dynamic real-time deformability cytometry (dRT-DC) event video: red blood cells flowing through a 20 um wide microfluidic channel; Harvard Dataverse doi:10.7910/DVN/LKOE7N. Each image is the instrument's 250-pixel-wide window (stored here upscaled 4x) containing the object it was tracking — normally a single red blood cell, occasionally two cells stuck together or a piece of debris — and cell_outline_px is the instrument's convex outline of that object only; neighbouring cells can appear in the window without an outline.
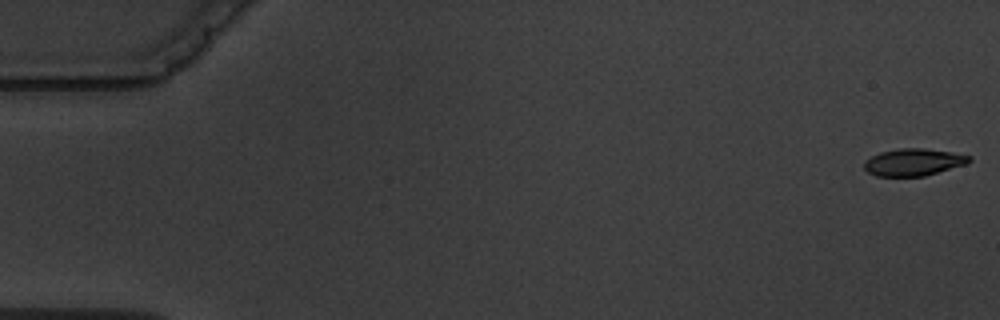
{"species": "common noctule bat (a hibernating species)", "species_latin": "Nyctalus noctula", "temperature_condition": "warm", "stored_images_in_passage": 7, "camera_frame_rate_fps": 3000, "um_per_image_px": 0.085, "animal": {"sex": "male", "body_mass_g": 19.5, "forearm_length_mm": 54.6}, "frame": {"image": 1, "passage_image": 1, "time_ms": 0.0, "image_size_px": [1000, 320], "cell_outline_px": [[972, 160], [968, 164], [924, 176], [876, 176], [868, 172], [864, 168], [864, 160], [880, 152], [900, 148], [924, 148], [952, 152], [972, 156]], "centroid_in_image_um": [77.67, 13.78], "position_along_channel_um": 7.3, "area_um2": 16.76}}
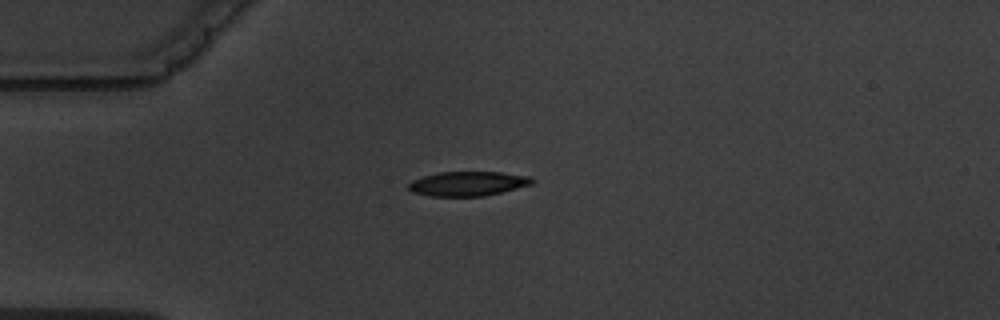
{"frame": {"image": 2, "passage_image": 5, "time_ms": 4.667, "image_size_px": [1000, 320], "cell_outline_px": [[536, 180], [532, 184], [484, 196], [428, 196], [412, 192], [408, 188], [408, 184], [412, 180], [424, 176], [440, 172], [500, 172], [528, 176]], "centroid_in_image_um": [39.75, 15.61], "position_along_channel_um": 45.3, "area_um2": 17.51}}
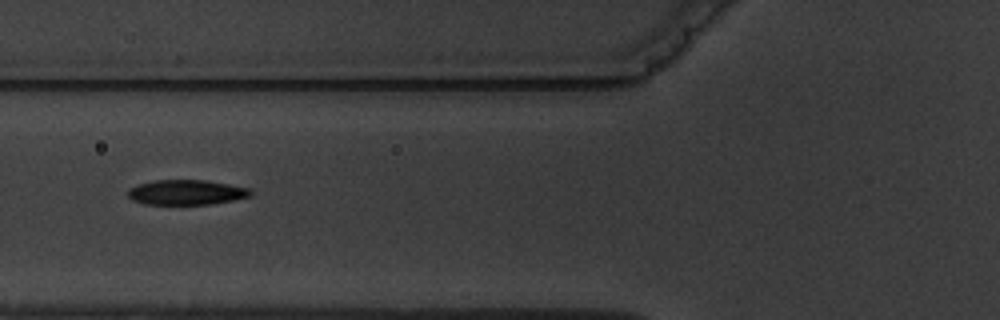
{"frame": {"image": 3, "passage_image": 7, "time_ms": 7.0, "image_size_px": [1000, 320], "cell_outline_px": [[252, 196], [236, 200], [208, 204], [144, 204], [132, 200], [128, 196], [128, 188], [136, 184], [152, 180], [204, 180], [228, 184], [248, 188], [252, 192]], "centroid_in_image_um": [15.81, 16.34], "position_along_channel_um": 110.0, "area_um2": 17.98}}